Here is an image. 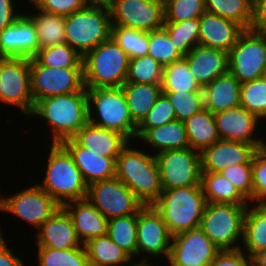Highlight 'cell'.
Wrapping results in <instances>:
<instances>
[{
  "label": "cell",
  "mask_w": 266,
  "mask_h": 266,
  "mask_svg": "<svg viewBox=\"0 0 266 266\" xmlns=\"http://www.w3.org/2000/svg\"><path fill=\"white\" fill-rule=\"evenodd\" d=\"M253 29L266 31V0H253Z\"/></svg>",
  "instance_id": "54"
},
{
  "label": "cell",
  "mask_w": 266,
  "mask_h": 266,
  "mask_svg": "<svg viewBox=\"0 0 266 266\" xmlns=\"http://www.w3.org/2000/svg\"><path fill=\"white\" fill-rule=\"evenodd\" d=\"M39 50L37 30L25 13L0 31V57L33 58Z\"/></svg>",
  "instance_id": "19"
},
{
  "label": "cell",
  "mask_w": 266,
  "mask_h": 266,
  "mask_svg": "<svg viewBox=\"0 0 266 266\" xmlns=\"http://www.w3.org/2000/svg\"><path fill=\"white\" fill-rule=\"evenodd\" d=\"M163 190L201 185V153L192 148L155 154Z\"/></svg>",
  "instance_id": "12"
},
{
  "label": "cell",
  "mask_w": 266,
  "mask_h": 266,
  "mask_svg": "<svg viewBox=\"0 0 266 266\" xmlns=\"http://www.w3.org/2000/svg\"><path fill=\"white\" fill-rule=\"evenodd\" d=\"M148 55L163 67L184 57L173 45L164 28L148 32Z\"/></svg>",
  "instance_id": "44"
},
{
  "label": "cell",
  "mask_w": 266,
  "mask_h": 266,
  "mask_svg": "<svg viewBox=\"0 0 266 266\" xmlns=\"http://www.w3.org/2000/svg\"><path fill=\"white\" fill-rule=\"evenodd\" d=\"M266 202V143L258 146L252 158V203Z\"/></svg>",
  "instance_id": "48"
},
{
  "label": "cell",
  "mask_w": 266,
  "mask_h": 266,
  "mask_svg": "<svg viewBox=\"0 0 266 266\" xmlns=\"http://www.w3.org/2000/svg\"><path fill=\"white\" fill-rule=\"evenodd\" d=\"M242 243L241 250L250 257L266 249V202L247 206Z\"/></svg>",
  "instance_id": "29"
},
{
  "label": "cell",
  "mask_w": 266,
  "mask_h": 266,
  "mask_svg": "<svg viewBox=\"0 0 266 266\" xmlns=\"http://www.w3.org/2000/svg\"><path fill=\"white\" fill-rule=\"evenodd\" d=\"M163 66L150 55L130 58L126 82L161 84Z\"/></svg>",
  "instance_id": "42"
},
{
  "label": "cell",
  "mask_w": 266,
  "mask_h": 266,
  "mask_svg": "<svg viewBox=\"0 0 266 266\" xmlns=\"http://www.w3.org/2000/svg\"><path fill=\"white\" fill-rule=\"evenodd\" d=\"M129 56L110 37L83 57L87 89L121 87L126 82Z\"/></svg>",
  "instance_id": "5"
},
{
  "label": "cell",
  "mask_w": 266,
  "mask_h": 266,
  "mask_svg": "<svg viewBox=\"0 0 266 266\" xmlns=\"http://www.w3.org/2000/svg\"><path fill=\"white\" fill-rule=\"evenodd\" d=\"M34 58L45 67L83 68V56L67 43L41 48Z\"/></svg>",
  "instance_id": "39"
},
{
  "label": "cell",
  "mask_w": 266,
  "mask_h": 266,
  "mask_svg": "<svg viewBox=\"0 0 266 266\" xmlns=\"http://www.w3.org/2000/svg\"><path fill=\"white\" fill-rule=\"evenodd\" d=\"M5 240L0 236V266H26L21 259L23 256L16 255L12 251L13 248L8 247Z\"/></svg>",
  "instance_id": "53"
},
{
  "label": "cell",
  "mask_w": 266,
  "mask_h": 266,
  "mask_svg": "<svg viewBox=\"0 0 266 266\" xmlns=\"http://www.w3.org/2000/svg\"><path fill=\"white\" fill-rule=\"evenodd\" d=\"M37 8L59 15H70L87 7L84 0H30Z\"/></svg>",
  "instance_id": "50"
},
{
  "label": "cell",
  "mask_w": 266,
  "mask_h": 266,
  "mask_svg": "<svg viewBox=\"0 0 266 266\" xmlns=\"http://www.w3.org/2000/svg\"><path fill=\"white\" fill-rule=\"evenodd\" d=\"M62 208L71 217L77 237L83 244L92 238L107 235L108 219L87 198L68 202Z\"/></svg>",
  "instance_id": "25"
},
{
  "label": "cell",
  "mask_w": 266,
  "mask_h": 266,
  "mask_svg": "<svg viewBox=\"0 0 266 266\" xmlns=\"http://www.w3.org/2000/svg\"><path fill=\"white\" fill-rule=\"evenodd\" d=\"M245 29L238 23L204 12L199 17V44L228 52Z\"/></svg>",
  "instance_id": "22"
},
{
  "label": "cell",
  "mask_w": 266,
  "mask_h": 266,
  "mask_svg": "<svg viewBox=\"0 0 266 266\" xmlns=\"http://www.w3.org/2000/svg\"><path fill=\"white\" fill-rule=\"evenodd\" d=\"M82 147L91 152L115 160L122 149L130 142L124 135L117 131L104 129L89 121L73 137Z\"/></svg>",
  "instance_id": "26"
},
{
  "label": "cell",
  "mask_w": 266,
  "mask_h": 266,
  "mask_svg": "<svg viewBox=\"0 0 266 266\" xmlns=\"http://www.w3.org/2000/svg\"><path fill=\"white\" fill-rule=\"evenodd\" d=\"M248 205L207 202L200 228L220 250L241 249Z\"/></svg>",
  "instance_id": "8"
},
{
  "label": "cell",
  "mask_w": 266,
  "mask_h": 266,
  "mask_svg": "<svg viewBox=\"0 0 266 266\" xmlns=\"http://www.w3.org/2000/svg\"><path fill=\"white\" fill-rule=\"evenodd\" d=\"M45 175L37 183L61 207L68 202L87 197L88 184L75 165L73 157L61 143H49Z\"/></svg>",
  "instance_id": "3"
},
{
  "label": "cell",
  "mask_w": 266,
  "mask_h": 266,
  "mask_svg": "<svg viewBox=\"0 0 266 266\" xmlns=\"http://www.w3.org/2000/svg\"><path fill=\"white\" fill-rule=\"evenodd\" d=\"M165 22L199 18L206 12L205 0H164Z\"/></svg>",
  "instance_id": "47"
},
{
  "label": "cell",
  "mask_w": 266,
  "mask_h": 266,
  "mask_svg": "<svg viewBox=\"0 0 266 266\" xmlns=\"http://www.w3.org/2000/svg\"><path fill=\"white\" fill-rule=\"evenodd\" d=\"M30 116H35L42 122L44 120L49 125L52 143H62L73 138L89 121L87 88L40 99L35 103Z\"/></svg>",
  "instance_id": "1"
},
{
  "label": "cell",
  "mask_w": 266,
  "mask_h": 266,
  "mask_svg": "<svg viewBox=\"0 0 266 266\" xmlns=\"http://www.w3.org/2000/svg\"><path fill=\"white\" fill-rule=\"evenodd\" d=\"M130 266H158V265H156L155 263H153V262H134L132 265H130Z\"/></svg>",
  "instance_id": "57"
},
{
  "label": "cell",
  "mask_w": 266,
  "mask_h": 266,
  "mask_svg": "<svg viewBox=\"0 0 266 266\" xmlns=\"http://www.w3.org/2000/svg\"><path fill=\"white\" fill-rule=\"evenodd\" d=\"M61 144L73 157L75 165L88 185L115 177L116 160L114 158L97 155L82 147L74 138L64 140Z\"/></svg>",
  "instance_id": "24"
},
{
  "label": "cell",
  "mask_w": 266,
  "mask_h": 266,
  "mask_svg": "<svg viewBox=\"0 0 266 266\" xmlns=\"http://www.w3.org/2000/svg\"><path fill=\"white\" fill-rule=\"evenodd\" d=\"M28 1V4L35 8V12L31 14L27 11L26 14L36 26L39 49L66 43L65 16L40 10L30 0Z\"/></svg>",
  "instance_id": "32"
},
{
  "label": "cell",
  "mask_w": 266,
  "mask_h": 266,
  "mask_svg": "<svg viewBox=\"0 0 266 266\" xmlns=\"http://www.w3.org/2000/svg\"><path fill=\"white\" fill-rule=\"evenodd\" d=\"M30 82L34 104L43 98L81 91L84 86L83 68L42 66L30 59Z\"/></svg>",
  "instance_id": "14"
},
{
  "label": "cell",
  "mask_w": 266,
  "mask_h": 266,
  "mask_svg": "<svg viewBox=\"0 0 266 266\" xmlns=\"http://www.w3.org/2000/svg\"><path fill=\"white\" fill-rule=\"evenodd\" d=\"M137 215L116 217L108 220L107 234L121 249L133 259L137 250Z\"/></svg>",
  "instance_id": "37"
},
{
  "label": "cell",
  "mask_w": 266,
  "mask_h": 266,
  "mask_svg": "<svg viewBox=\"0 0 266 266\" xmlns=\"http://www.w3.org/2000/svg\"><path fill=\"white\" fill-rule=\"evenodd\" d=\"M241 83L230 72L203 87L204 106L212 114L240 106Z\"/></svg>",
  "instance_id": "27"
},
{
  "label": "cell",
  "mask_w": 266,
  "mask_h": 266,
  "mask_svg": "<svg viewBox=\"0 0 266 266\" xmlns=\"http://www.w3.org/2000/svg\"><path fill=\"white\" fill-rule=\"evenodd\" d=\"M240 106L266 121V78L241 84Z\"/></svg>",
  "instance_id": "43"
},
{
  "label": "cell",
  "mask_w": 266,
  "mask_h": 266,
  "mask_svg": "<svg viewBox=\"0 0 266 266\" xmlns=\"http://www.w3.org/2000/svg\"><path fill=\"white\" fill-rule=\"evenodd\" d=\"M173 105L176 114V120L185 122L194 114L201 112L204 106L203 91H176L162 92Z\"/></svg>",
  "instance_id": "45"
},
{
  "label": "cell",
  "mask_w": 266,
  "mask_h": 266,
  "mask_svg": "<svg viewBox=\"0 0 266 266\" xmlns=\"http://www.w3.org/2000/svg\"><path fill=\"white\" fill-rule=\"evenodd\" d=\"M112 25L150 32L163 28L164 0H112Z\"/></svg>",
  "instance_id": "16"
},
{
  "label": "cell",
  "mask_w": 266,
  "mask_h": 266,
  "mask_svg": "<svg viewBox=\"0 0 266 266\" xmlns=\"http://www.w3.org/2000/svg\"><path fill=\"white\" fill-rule=\"evenodd\" d=\"M136 237V259H140L144 255V258L141 257V260H137L138 262H154L149 261L150 257H153V260L154 257L157 259L160 258V261L163 257V262H167L170 254L172 235L166 223L163 221L161 214L153 205L143 206L138 211Z\"/></svg>",
  "instance_id": "11"
},
{
  "label": "cell",
  "mask_w": 266,
  "mask_h": 266,
  "mask_svg": "<svg viewBox=\"0 0 266 266\" xmlns=\"http://www.w3.org/2000/svg\"><path fill=\"white\" fill-rule=\"evenodd\" d=\"M161 88L162 92L203 91L184 57L163 67Z\"/></svg>",
  "instance_id": "36"
},
{
  "label": "cell",
  "mask_w": 266,
  "mask_h": 266,
  "mask_svg": "<svg viewBox=\"0 0 266 266\" xmlns=\"http://www.w3.org/2000/svg\"><path fill=\"white\" fill-rule=\"evenodd\" d=\"M173 120H176L175 109L168 97L162 93L147 116L137 126L135 138L138 140L148 129L162 126Z\"/></svg>",
  "instance_id": "46"
},
{
  "label": "cell",
  "mask_w": 266,
  "mask_h": 266,
  "mask_svg": "<svg viewBox=\"0 0 266 266\" xmlns=\"http://www.w3.org/2000/svg\"><path fill=\"white\" fill-rule=\"evenodd\" d=\"M189 145L195 151L202 152L205 148L220 140L214 114L203 109L185 122Z\"/></svg>",
  "instance_id": "33"
},
{
  "label": "cell",
  "mask_w": 266,
  "mask_h": 266,
  "mask_svg": "<svg viewBox=\"0 0 266 266\" xmlns=\"http://www.w3.org/2000/svg\"><path fill=\"white\" fill-rule=\"evenodd\" d=\"M201 186L208 203H250L220 172H201Z\"/></svg>",
  "instance_id": "34"
},
{
  "label": "cell",
  "mask_w": 266,
  "mask_h": 266,
  "mask_svg": "<svg viewBox=\"0 0 266 266\" xmlns=\"http://www.w3.org/2000/svg\"><path fill=\"white\" fill-rule=\"evenodd\" d=\"M36 248L37 266H90L84 244L68 250L49 247Z\"/></svg>",
  "instance_id": "38"
},
{
  "label": "cell",
  "mask_w": 266,
  "mask_h": 266,
  "mask_svg": "<svg viewBox=\"0 0 266 266\" xmlns=\"http://www.w3.org/2000/svg\"><path fill=\"white\" fill-rule=\"evenodd\" d=\"M138 140L142 144L150 145L145 149L151 148L152 150L150 151L153 152V155L166 150L190 147L185 124L179 120H173L162 126L150 128Z\"/></svg>",
  "instance_id": "28"
},
{
  "label": "cell",
  "mask_w": 266,
  "mask_h": 266,
  "mask_svg": "<svg viewBox=\"0 0 266 266\" xmlns=\"http://www.w3.org/2000/svg\"><path fill=\"white\" fill-rule=\"evenodd\" d=\"M111 37L129 58H136L148 54V32L112 25Z\"/></svg>",
  "instance_id": "41"
},
{
  "label": "cell",
  "mask_w": 266,
  "mask_h": 266,
  "mask_svg": "<svg viewBox=\"0 0 266 266\" xmlns=\"http://www.w3.org/2000/svg\"><path fill=\"white\" fill-rule=\"evenodd\" d=\"M184 58L202 88L218 76L229 72L228 52L219 49L199 44Z\"/></svg>",
  "instance_id": "23"
},
{
  "label": "cell",
  "mask_w": 266,
  "mask_h": 266,
  "mask_svg": "<svg viewBox=\"0 0 266 266\" xmlns=\"http://www.w3.org/2000/svg\"><path fill=\"white\" fill-rule=\"evenodd\" d=\"M14 0H0V31H3L6 27L11 26L21 15L20 10H17V6Z\"/></svg>",
  "instance_id": "52"
},
{
  "label": "cell",
  "mask_w": 266,
  "mask_h": 266,
  "mask_svg": "<svg viewBox=\"0 0 266 266\" xmlns=\"http://www.w3.org/2000/svg\"><path fill=\"white\" fill-rule=\"evenodd\" d=\"M87 6H103L109 8L112 0H84Z\"/></svg>",
  "instance_id": "55"
},
{
  "label": "cell",
  "mask_w": 266,
  "mask_h": 266,
  "mask_svg": "<svg viewBox=\"0 0 266 266\" xmlns=\"http://www.w3.org/2000/svg\"><path fill=\"white\" fill-rule=\"evenodd\" d=\"M264 77L266 78V65H265V69H264Z\"/></svg>",
  "instance_id": "58"
},
{
  "label": "cell",
  "mask_w": 266,
  "mask_h": 266,
  "mask_svg": "<svg viewBox=\"0 0 266 266\" xmlns=\"http://www.w3.org/2000/svg\"><path fill=\"white\" fill-rule=\"evenodd\" d=\"M111 14L107 7L87 6L65 16V39L81 56L111 37Z\"/></svg>",
  "instance_id": "7"
},
{
  "label": "cell",
  "mask_w": 266,
  "mask_h": 266,
  "mask_svg": "<svg viewBox=\"0 0 266 266\" xmlns=\"http://www.w3.org/2000/svg\"><path fill=\"white\" fill-rule=\"evenodd\" d=\"M220 249L198 227L172 236L167 266H211Z\"/></svg>",
  "instance_id": "17"
},
{
  "label": "cell",
  "mask_w": 266,
  "mask_h": 266,
  "mask_svg": "<svg viewBox=\"0 0 266 266\" xmlns=\"http://www.w3.org/2000/svg\"><path fill=\"white\" fill-rule=\"evenodd\" d=\"M86 198L108 220L137 215L144 206L135 194L116 177L90 183Z\"/></svg>",
  "instance_id": "13"
},
{
  "label": "cell",
  "mask_w": 266,
  "mask_h": 266,
  "mask_svg": "<svg viewBox=\"0 0 266 266\" xmlns=\"http://www.w3.org/2000/svg\"><path fill=\"white\" fill-rule=\"evenodd\" d=\"M90 266H130L135 261L107 235L84 243Z\"/></svg>",
  "instance_id": "31"
},
{
  "label": "cell",
  "mask_w": 266,
  "mask_h": 266,
  "mask_svg": "<svg viewBox=\"0 0 266 266\" xmlns=\"http://www.w3.org/2000/svg\"><path fill=\"white\" fill-rule=\"evenodd\" d=\"M87 101L90 123L117 131L130 142L134 140L137 143V125L130 116L122 87L87 89Z\"/></svg>",
  "instance_id": "6"
},
{
  "label": "cell",
  "mask_w": 266,
  "mask_h": 266,
  "mask_svg": "<svg viewBox=\"0 0 266 266\" xmlns=\"http://www.w3.org/2000/svg\"><path fill=\"white\" fill-rule=\"evenodd\" d=\"M34 238L36 247L68 250L83 245L77 237L71 217L62 207L40 226Z\"/></svg>",
  "instance_id": "21"
},
{
  "label": "cell",
  "mask_w": 266,
  "mask_h": 266,
  "mask_svg": "<svg viewBox=\"0 0 266 266\" xmlns=\"http://www.w3.org/2000/svg\"><path fill=\"white\" fill-rule=\"evenodd\" d=\"M131 143V144H130ZM129 142L116 159L115 177L144 205H153L163 191L155 155ZM149 153V154H148Z\"/></svg>",
  "instance_id": "2"
},
{
  "label": "cell",
  "mask_w": 266,
  "mask_h": 266,
  "mask_svg": "<svg viewBox=\"0 0 266 266\" xmlns=\"http://www.w3.org/2000/svg\"><path fill=\"white\" fill-rule=\"evenodd\" d=\"M61 206L38 184L4 196L3 213L31 224L37 230Z\"/></svg>",
  "instance_id": "15"
},
{
  "label": "cell",
  "mask_w": 266,
  "mask_h": 266,
  "mask_svg": "<svg viewBox=\"0 0 266 266\" xmlns=\"http://www.w3.org/2000/svg\"><path fill=\"white\" fill-rule=\"evenodd\" d=\"M206 204L202 186L198 185L163 190L153 207L174 236L200 227Z\"/></svg>",
  "instance_id": "4"
},
{
  "label": "cell",
  "mask_w": 266,
  "mask_h": 266,
  "mask_svg": "<svg viewBox=\"0 0 266 266\" xmlns=\"http://www.w3.org/2000/svg\"><path fill=\"white\" fill-rule=\"evenodd\" d=\"M214 119L221 140L242 141L256 148L266 143V140L256 136L263 121L241 106L217 112Z\"/></svg>",
  "instance_id": "18"
},
{
  "label": "cell",
  "mask_w": 266,
  "mask_h": 266,
  "mask_svg": "<svg viewBox=\"0 0 266 266\" xmlns=\"http://www.w3.org/2000/svg\"><path fill=\"white\" fill-rule=\"evenodd\" d=\"M229 72L240 83L264 77L266 65V31L245 30L228 51Z\"/></svg>",
  "instance_id": "9"
},
{
  "label": "cell",
  "mask_w": 266,
  "mask_h": 266,
  "mask_svg": "<svg viewBox=\"0 0 266 266\" xmlns=\"http://www.w3.org/2000/svg\"><path fill=\"white\" fill-rule=\"evenodd\" d=\"M256 149L246 142L220 139L201 152V172H220L231 165L252 164Z\"/></svg>",
  "instance_id": "20"
},
{
  "label": "cell",
  "mask_w": 266,
  "mask_h": 266,
  "mask_svg": "<svg viewBox=\"0 0 266 266\" xmlns=\"http://www.w3.org/2000/svg\"><path fill=\"white\" fill-rule=\"evenodd\" d=\"M211 266H253V259L241 249L220 250Z\"/></svg>",
  "instance_id": "51"
},
{
  "label": "cell",
  "mask_w": 266,
  "mask_h": 266,
  "mask_svg": "<svg viewBox=\"0 0 266 266\" xmlns=\"http://www.w3.org/2000/svg\"><path fill=\"white\" fill-rule=\"evenodd\" d=\"M206 12L232 20L245 30L253 29V0H205Z\"/></svg>",
  "instance_id": "35"
},
{
  "label": "cell",
  "mask_w": 266,
  "mask_h": 266,
  "mask_svg": "<svg viewBox=\"0 0 266 266\" xmlns=\"http://www.w3.org/2000/svg\"><path fill=\"white\" fill-rule=\"evenodd\" d=\"M2 189H0V191H1ZM2 192H0V194H1ZM3 205H4V194H3V196H2V194L0 195V212H3ZM2 227H1V225H0V236H2V237H5V236H3V233H2V229H1Z\"/></svg>",
  "instance_id": "56"
},
{
  "label": "cell",
  "mask_w": 266,
  "mask_h": 266,
  "mask_svg": "<svg viewBox=\"0 0 266 266\" xmlns=\"http://www.w3.org/2000/svg\"><path fill=\"white\" fill-rule=\"evenodd\" d=\"M163 28L183 56L199 45V18L181 22H165Z\"/></svg>",
  "instance_id": "40"
},
{
  "label": "cell",
  "mask_w": 266,
  "mask_h": 266,
  "mask_svg": "<svg viewBox=\"0 0 266 266\" xmlns=\"http://www.w3.org/2000/svg\"><path fill=\"white\" fill-rule=\"evenodd\" d=\"M130 116L138 126L162 94L161 84L125 82L122 86Z\"/></svg>",
  "instance_id": "30"
},
{
  "label": "cell",
  "mask_w": 266,
  "mask_h": 266,
  "mask_svg": "<svg viewBox=\"0 0 266 266\" xmlns=\"http://www.w3.org/2000/svg\"><path fill=\"white\" fill-rule=\"evenodd\" d=\"M220 173L252 203V164L231 165Z\"/></svg>",
  "instance_id": "49"
},
{
  "label": "cell",
  "mask_w": 266,
  "mask_h": 266,
  "mask_svg": "<svg viewBox=\"0 0 266 266\" xmlns=\"http://www.w3.org/2000/svg\"><path fill=\"white\" fill-rule=\"evenodd\" d=\"M18 107L21 114H32L30 59L0 57V104Z\"/></svg>",
  "instance_id": "10"
}]
</instances>
